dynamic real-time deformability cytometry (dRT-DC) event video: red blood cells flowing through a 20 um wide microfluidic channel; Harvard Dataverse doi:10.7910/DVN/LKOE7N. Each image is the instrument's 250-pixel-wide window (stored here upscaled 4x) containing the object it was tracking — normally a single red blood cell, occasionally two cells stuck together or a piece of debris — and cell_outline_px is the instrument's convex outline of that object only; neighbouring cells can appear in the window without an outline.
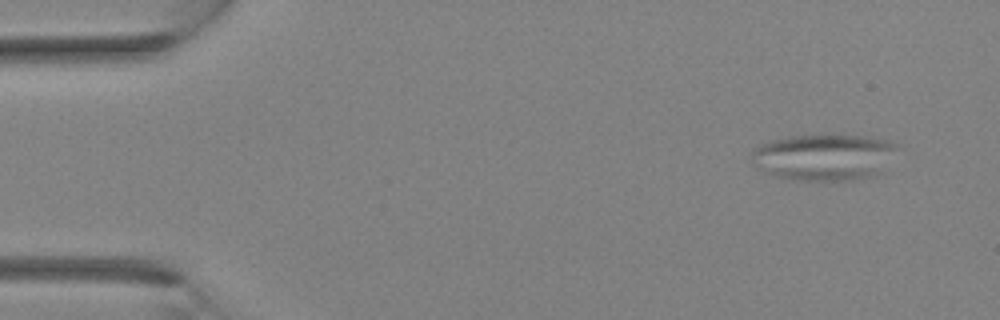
{"species": "Egyptian fruit bat (a non-hibernating species)", "species_latin": "Rousettus aegyptiacus", "temperature_condition": "room temperature", "stored_images_in_passage": 32, "camera_frame_rate_fps": 3000, "um_per_image_px": 0.085, "animal": {"sex": "female"}, "frame": {"image": 1, "passage_image": 1, "time_ms": 0.0, "image_size_px": [1000, 320], "cell_outline_px": [[900, 144], [880, 172], [872, 176], [852, 180], [796, 180], [776, 176], [764, 172], [752, 164], [752, 152], [760, 144], [772, 140], [792, 136], [864, 136], [888, 140]], "centroid_in_image_um": [70.02, 13.36], "position_along_channel_um": 15.0, "area_um2": 39.02}}
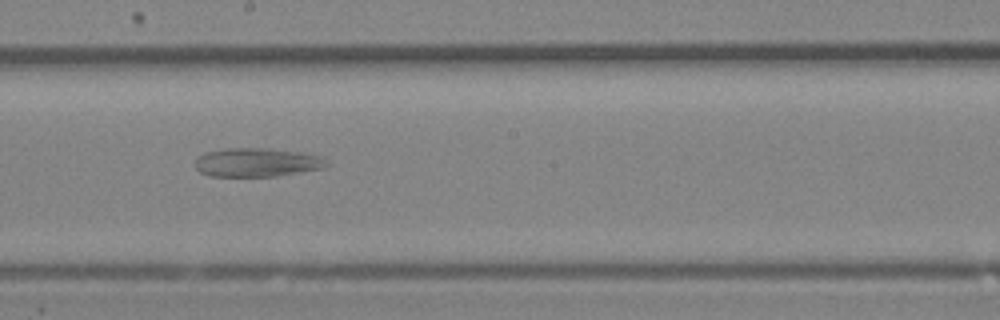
{"frame": {"image": 2, "passage_image": 17, "time_ms": 5.333, "image_size_px": [1000, 320], "cell_outline_px": [[328, 164], [324, 168], [276, 176], [208, 176], [200, 172], [196, 168], [196, 160], [200, 156], [208, 152], [228, 148], [268, 148], [300, 152], [324, 156]], "centroid_in_image_um": [21.88, 13.8], "position_along_channel_um": 226.3, "area_um2": 21.96}}
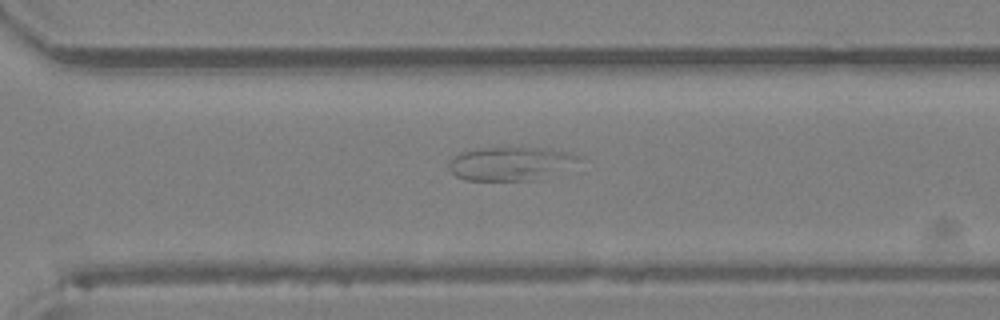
{"frame": {"image": 3, "passage_image": 22, "time_ms": 7.0, "image_size_px": [1000, 320], "cell_outline_px": [[576, 160], [536, 180], [464, 180], [456, 176], [448, 168], [448, 164], [460, 152], [480, 148], [540, 148], [568, 152], [576, 156]], "centroid_in_image_um": [43.21, 13.9], "position_along_channel_um": 327.4, "area_um2": 24.22}}